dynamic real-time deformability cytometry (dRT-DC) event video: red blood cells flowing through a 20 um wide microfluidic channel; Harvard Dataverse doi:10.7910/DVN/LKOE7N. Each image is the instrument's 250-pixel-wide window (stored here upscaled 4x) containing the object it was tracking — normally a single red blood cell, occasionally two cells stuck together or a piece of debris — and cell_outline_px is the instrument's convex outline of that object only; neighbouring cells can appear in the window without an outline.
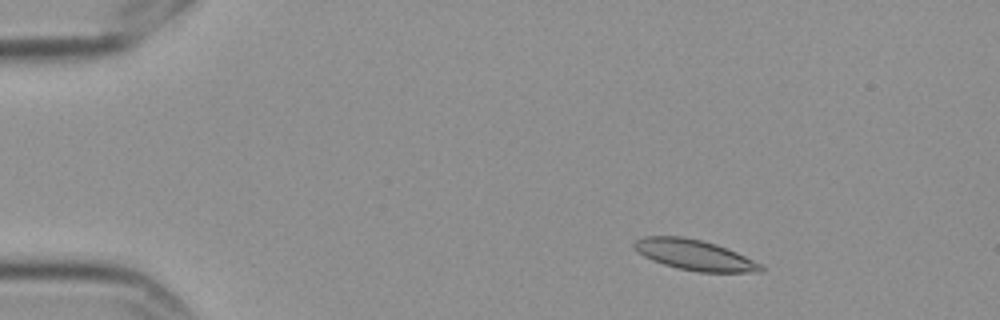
{"species": "Egyptian fruit bat (a non-hibernating species)", "species_latin": "Rousettus aegyptiacus", "temperature_condition": "cold", "stored_images_in_passage": 9, "camera_frame_rate_fps": 3000, "um_per_image_px": 0.085, "frame": {"image": 1, "passage_image": 1, "time_ms": 0.0, "image_size_px": [1000, 320], "cell_outline_px": [[764, 272], [696, 272], [676, 268], [652, 260], [644, 256], [632, 244], [636, 240], [644, 236], [684, 236], [716, 244], [736, 252], [760, 264], [764, 268]], "centroid_in_image_um": [59.03, 21.67], "position_along_channel_um": 26.0, "area_um2": 22.31}}
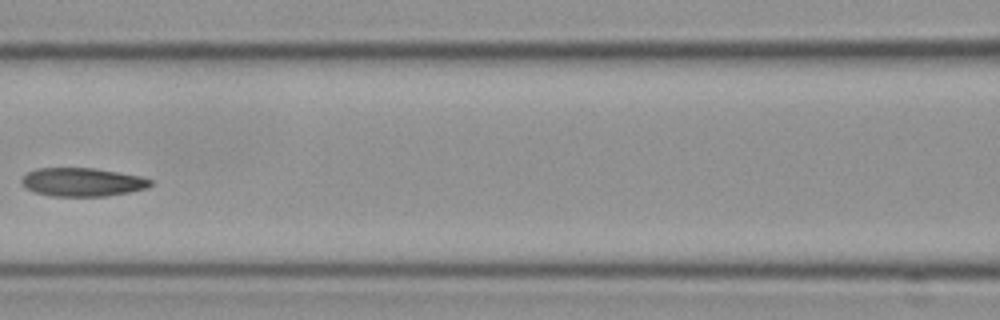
{"frame": {"image": 2, "passage_image": 6, "time_ms": 1.667, "image_size_px": [1000, 320], "cell_outline_px": [[152, 184], [148, 188], [128, 192], [104, 196], [52, 196], [36, 192], [28, 188], [20, 180], [28, 172], [36, 168], [92, 168], [120, 172], [140, 176], [152, 180]], "centroid_in_image_um": [7.03, 15.47], "position_along_channel_um": 159.6, "area_um2": 21.21}}
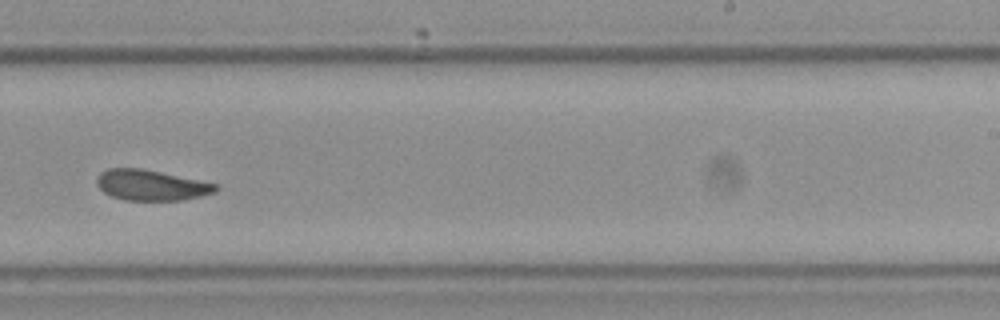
{"frame": {"image": 3, "passage_image": 9, "time_ms": 2.667, "image_size_px": [1000, 320], "cell_outline_px": [[220, 188], [216, 192], [184, 200], [124, 200], [112, 196], [104, 192], [96, 184], [96, 176], [100, 172], [108, 168], [140, 168], [160, 172], [216, 184]], "centroid_in_image_um": [12.81, 15.74], "position_along_channel_um": 276.2, "area_um2": 21.1}}